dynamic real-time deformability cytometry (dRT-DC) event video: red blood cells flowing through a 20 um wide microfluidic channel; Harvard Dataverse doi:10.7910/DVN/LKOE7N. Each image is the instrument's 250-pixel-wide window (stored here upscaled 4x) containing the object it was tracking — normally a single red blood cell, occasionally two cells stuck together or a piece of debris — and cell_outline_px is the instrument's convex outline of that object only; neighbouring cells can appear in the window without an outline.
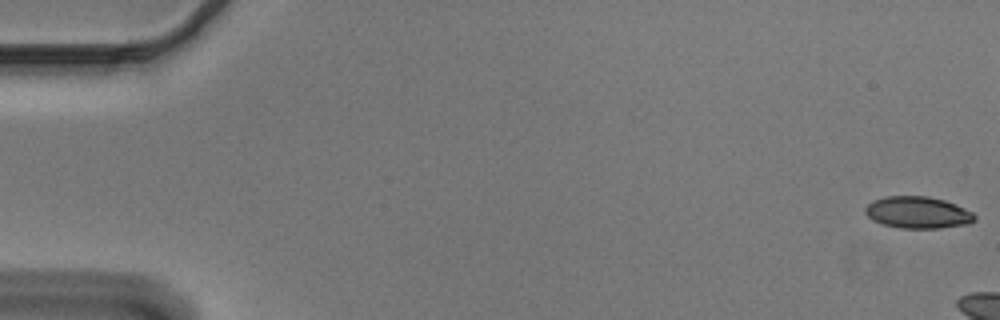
{"species": "Egyptian fruit bat (a non-hibernating species)", "species_latin": "Rousettus aegyptiacus", "temperature_condition": "cold", "stored_images_in_passage": 8, "camera_frame_rate_fps": 3000, "um_per_image_px": 0.085, "animal": {"sex": "male"}, "frame": {"image": 1, "passage_image": 1, "time_ms": 0.0, "image_size_px": [1000, 320], "cell_outline_px": [[976, 220], [968, 224], [940, 228], [900, 228], [884, 224], [872, 220], [864, 212], [864, 208], [872, 200], [884, 196], [928, 196], [944, 200], [956, 204], [972, 212], [976, 216]], "centroid_in_image_um": [78.0, 18.05], "position_along_channel_um": 7.0, "area_um2": 20.4}}